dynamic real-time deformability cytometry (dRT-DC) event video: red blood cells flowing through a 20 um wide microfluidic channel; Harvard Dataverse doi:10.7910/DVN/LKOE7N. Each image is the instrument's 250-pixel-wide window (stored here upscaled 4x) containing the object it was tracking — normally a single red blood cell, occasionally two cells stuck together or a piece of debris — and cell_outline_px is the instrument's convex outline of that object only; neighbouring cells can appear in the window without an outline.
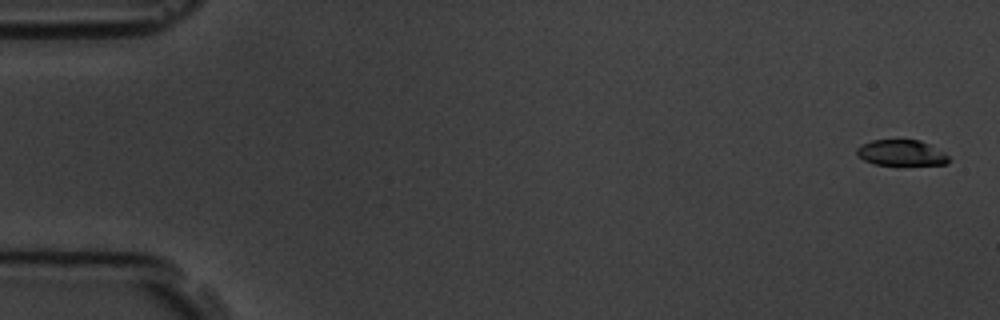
{"species": "common noctule bat (a hibernating species)", "species_latin": "Nyctalus noctula", "temperature_condition": "room temperature", "stored_images_in_passage": 7, "camera_frame_rate_fps": 3000, "um_per_image_px": 0.085, "animal": {"sex": "male", "body_mass_g": 19.5, "forearm_length_mm": 54.6}, "frame": {"image": 1, "passage_image": 1, "time_ms": 0.0, "image_size_px": [1000, 320], "cell_outline_px": [[952, 160], [948, 164], [872, 164], [856, 156], [856, 148], [872, 140], [920, 140], [944, 152]], "centroid_in_image_um": [76.61, 12.99], "position_along_channel_um": 8.4, "area_um2": 13.7}}
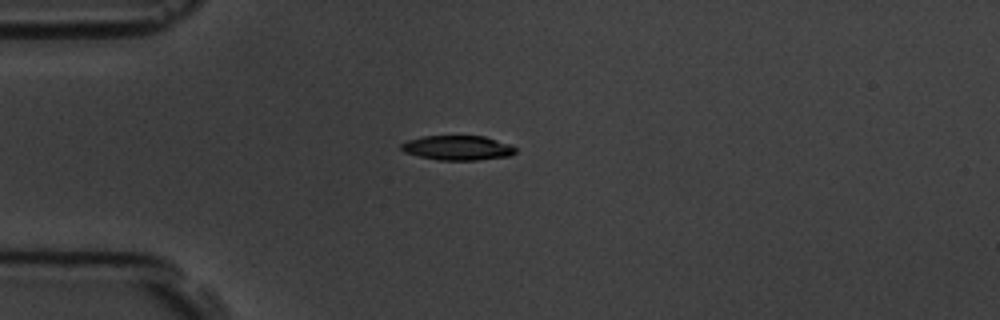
{"frame": {"image": 2, "passage_image": 5, "time_ms": 4.333, "image_size_px": [1000, 320], "cell_outline_px": [[516, 152], [512, 156], [476, 160], [440, 160], [420, 156], [404, 152], [400, 148], [400, 144], [408, 140], [424, 136], [484, 136], [508, 144], [516, 148]], "centroid_in_image_um": [38.9, 12.57], "position_along_channel_um": 46.1, "area_um2": 16.3}}
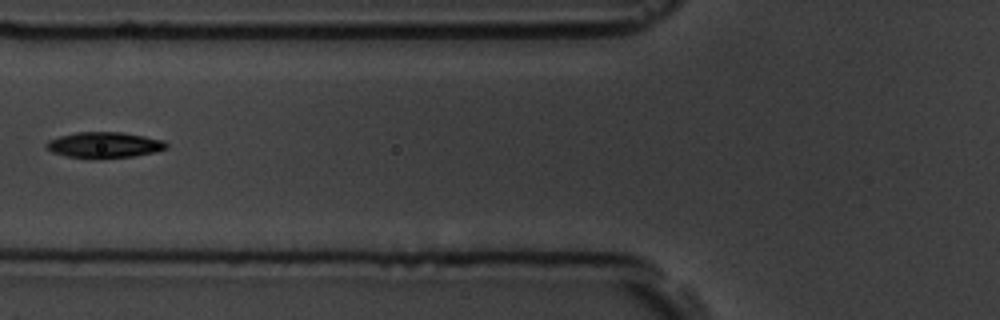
{"frame": {"image": 3, "passage_image": 7, "time_ms": 6.667, "image_size_px": [1000, 320], "cell_outline_px": [[168, 148], [156, 152], [132, 156], [92, 160], [68, 156], [52, 152], [44, 144], [48, 140], [60, 136], [76, 132], [124, 132], [164, 140], [168, 144]], "centroid_in_image_um": [8.88, 12.33], "position_along_channel_um": 116.9, "area_um2": 18.38}}